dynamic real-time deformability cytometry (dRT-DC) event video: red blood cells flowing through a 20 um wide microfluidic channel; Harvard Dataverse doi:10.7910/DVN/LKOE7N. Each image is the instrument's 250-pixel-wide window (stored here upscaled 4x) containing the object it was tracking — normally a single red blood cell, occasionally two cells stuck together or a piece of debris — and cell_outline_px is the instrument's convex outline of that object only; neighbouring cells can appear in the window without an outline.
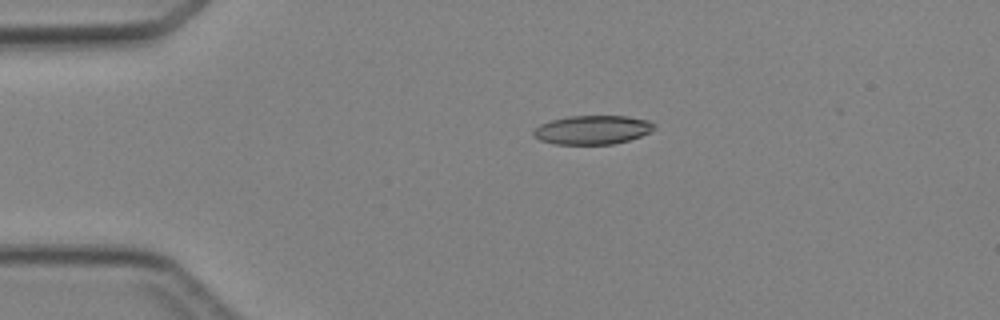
{"species": "Egyptian fruit bat (a non-hibernating species)", "species_latin": "Rousettus aegyptiacus", "temperature_condition": "cold", "stored_images_in_passage": 2, "camera_frame_rate_fps": 3000, "um_per_image_px": 0.085, "animal": {"sex": "female"}, "frame": {"image": 1, "passage_image": 1, "time_ms": 0.0, "image_size_px": [1000, 320], "cell_outline_px": [[656, 128], [652, 132], [628, 140], [612, 144], [556, 144], [540, 140], [532, 136], [532, 132], [540, 124], [552, 120], [568, 116], [628, 116], [648, 120], [656, 124]], "centroid_in_image_um": [50.38, 11.03], "position_along_channel_um": 34.6, "area_um2": 20.4}}